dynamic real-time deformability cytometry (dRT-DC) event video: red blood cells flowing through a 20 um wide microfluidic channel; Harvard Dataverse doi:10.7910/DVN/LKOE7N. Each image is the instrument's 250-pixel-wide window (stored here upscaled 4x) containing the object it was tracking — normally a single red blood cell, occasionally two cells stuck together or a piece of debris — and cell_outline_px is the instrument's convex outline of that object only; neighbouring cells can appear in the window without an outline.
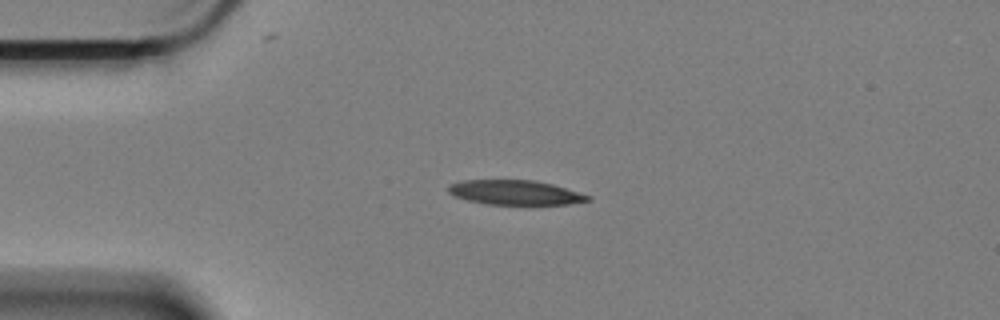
{"species": "Egyptian fruit bat (a non-hibernating species)", "species_latin": "Rousettus aegyptiacus", "temperature_condition": "cold", "stored_images_in_passage": 46, "camera_frame_rate_fps": 3000, "um_per_image_px": 0.085, "animal": {"sex": "female"}, "frame": {"image": 1, "passage_image": 1, "time_ms": 0.0, "image_size_px": [1000, 320], "cell_outline_px": [[592, 200], [568, 204], [488, 204], [468, 200], [456, 196], [448, 192], [448, 184], [464, 180], [536, 180], [552, 184], [592, 196]], "centroid_in_image_um": [43.81, 16.35], "position_along_channel_um": 41.2, "area_um2": 19.88}}
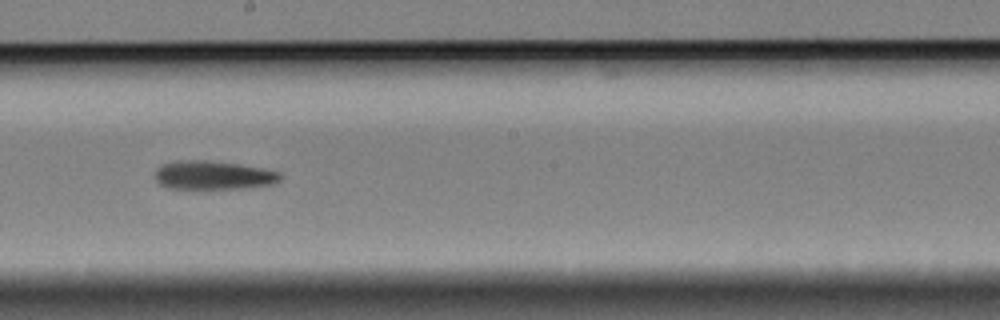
{"frame": {"image": 2, "passage_image": 20, "time_ms": 6.333, "image_size_px": [1000, 320], "cell_outline_px": [[284, 176], [276, 184], [244, 188], [200, 192], [168, 188], [160, 184], [156, 180], [156, 172], [164, 164], [188, 160], [204, 160], [236, 164], [260, 168], [280, 172]], "centroid_in_image_um": [18.17, 14.97], "position_along_channel_um": 230.0, "area_um2": 21.62}}
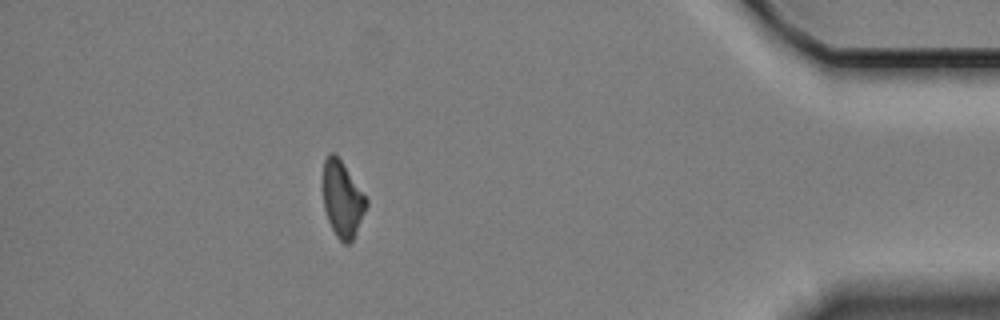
{"frame": {"image": 3, "passage_image": 40, "time_ms": 13.0, "image_size_px": [1000, 320], "cell_outline_px": [[368, 204], [356, 232], [352, 240], [348, 244], [344, 244], [336, 236], [328, 220], [324, 208], [324, 160], [332, 152], [340, 160], [368, 200]], "centroid_in_image_um": [29.11, 16.98], "position_along_channel_um": 406.1, "area_um2": 18.55}}